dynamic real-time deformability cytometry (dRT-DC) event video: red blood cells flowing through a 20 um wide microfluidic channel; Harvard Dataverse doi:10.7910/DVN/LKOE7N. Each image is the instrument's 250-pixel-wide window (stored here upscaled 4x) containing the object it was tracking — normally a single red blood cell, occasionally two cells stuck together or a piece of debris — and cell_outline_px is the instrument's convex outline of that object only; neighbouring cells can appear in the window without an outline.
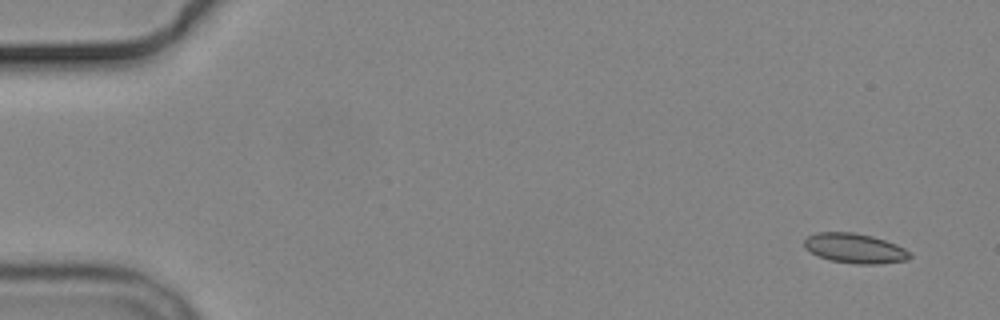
{"species": "common noctule bat (a hibernating species)", "species_latin": "Nyctalus noctula", "temperature_condition": "cold", "stored_images_in_passage": 4, "camera_frame_rate_fps": 3000, "um_per_image_px": 0.085, "animal": {"sex": "male", "body_mass_g": 19.2, "forearm_length_mm": 51.8}, "frame": {"image": 1, "passage_image": 1, "time_ms": 0.0, "image_size_px": [1000, 320], "cell_outline_px": [[912, 256], [908, 260], [880, 264], [856, 264], [828, 260], [804, 248], [804, 240], [808, 236], [816, 232], [852, 232], [872, 236], [896, 244], [904, 248]], "centroid_in_image_um": [72.66, 21.11], "position_along_channel_um": 12.3, "area_um2": 18.32}}
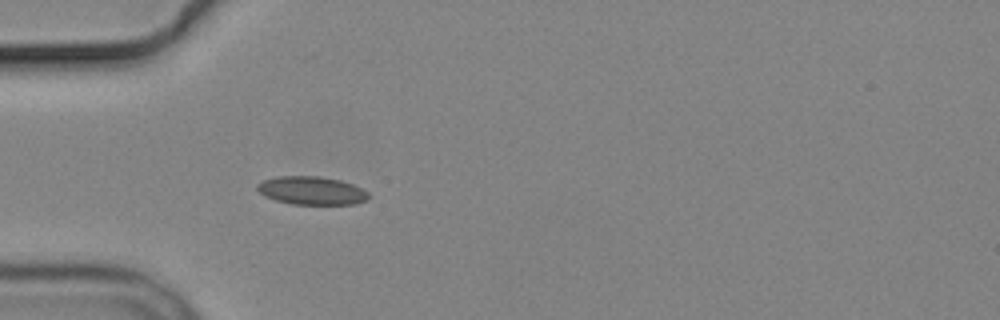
{"frame": {"image": 2, "passage_image": 4, "time_ms": 4.667, "image_size_px": [1000, 320], "cell_outline_px": [[368, 200], [356, 204], [292, 204], [276, 200], [264, 196], [256, 188], [256, 184], [264, 180], [276, 176], [320, 176], [340, 180], [352, 184], [368, 192]], "centroid_in_image_um": [26.48, 16.2], "position_along_channel_um": 58.5, "area_um2": 18.32}}